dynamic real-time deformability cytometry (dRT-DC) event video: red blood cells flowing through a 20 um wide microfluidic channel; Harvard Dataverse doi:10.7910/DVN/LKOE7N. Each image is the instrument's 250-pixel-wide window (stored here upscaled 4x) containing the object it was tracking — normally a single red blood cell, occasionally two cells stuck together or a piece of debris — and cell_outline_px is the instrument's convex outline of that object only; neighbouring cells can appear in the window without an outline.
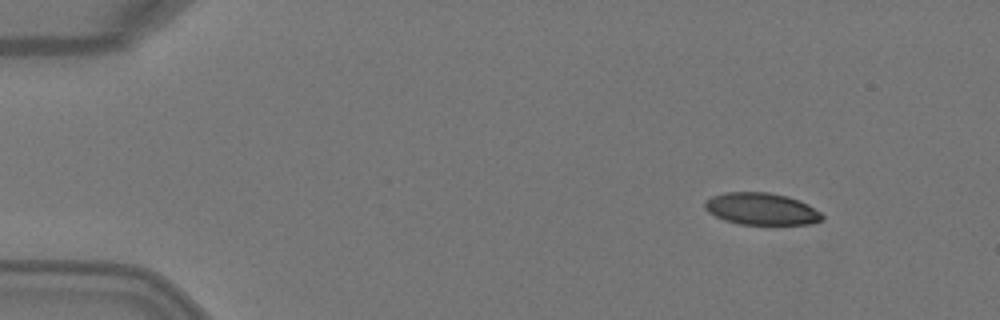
{"species": "Egyptian fruit bat (a non-hibernating species)", "species_latin": "Rousettus aegyptiacus", "temperature_condition": "warm", "stored_images_in_passage": 5, "camera_frame_rate_fps": 3000, "um_per_image_px": 0.085, "animal": {"sex": "female"}, "frame": {"image": 1, "passage_image": 1, "time_ms": 0.0, "image_size_px": [1000, 320], "cell_outline_px": [[824, 220], [812, 224], [740, 224], [724, 220], [708, 212], [704, 208], [704, 200], [712, 196], [724, 192], [768, 192], [788, 196], [800, 200], [808, 204], [820, 212], [824, 216]], "centroid_in_image_um": [64.72, 17.75], "position_along_channel_um": 20.3, "area_um2": 22.08}}
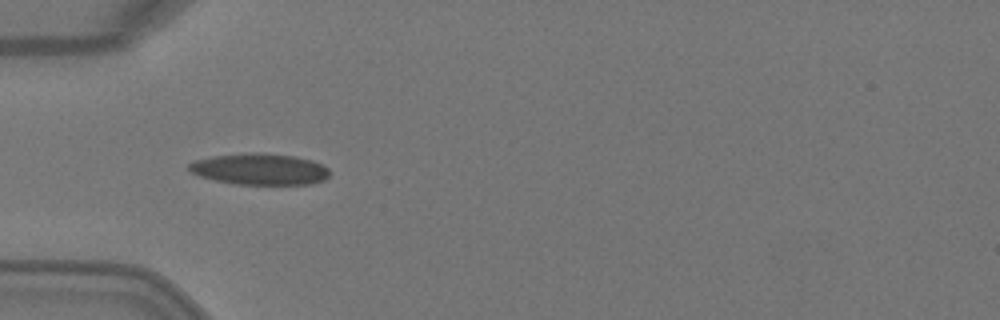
{"frame": {"image": 2, "passage_image": 4, "time_ms": 1.0, "image_size_px": [1000, 320], "cell_outline_px": [[328, 176], [324, 180], [312, 184], [236, 184], [216, 180], [200, 176], [192, 172], [188, 168], [188, 164], [196, 160], [216, 156], [252, 152], [256, 152], [296, 156], [312, 160], [328, 168]], "centroid_in_image_um": [22.11, 14.37], "position_along_channel_um": 62.9, "area_um2": 25.43}}
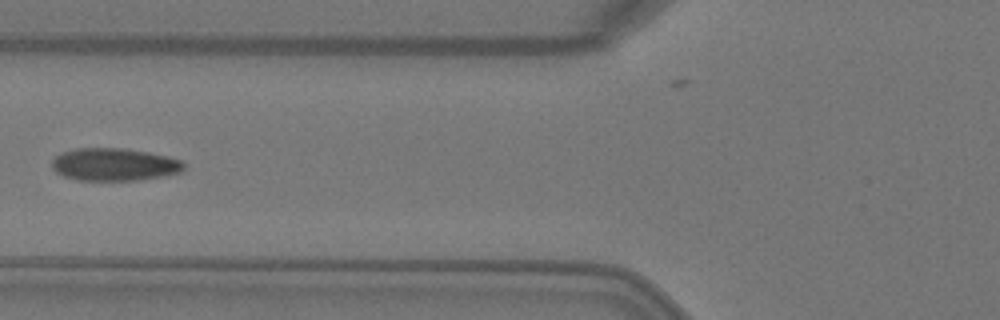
{"frame": {"image": 3, "passage_image": 5, "time_ms": 1.333, "image_size_px": [1000, 320], "cell_outline_px": [[184, 168], [180, 172], [164, 176], [136, 180], [80, 180], [64, 176], [56, 172], [52, 168], [52, 160], [60, 152], [76, 148], [124, 148], [148, 152], [168, 156], [180, 160], [184, 164]], "centroid_in_image_um": [9.7, 13.97], "position_along_channel_um": 116.1, "area_um2": 25.09}}